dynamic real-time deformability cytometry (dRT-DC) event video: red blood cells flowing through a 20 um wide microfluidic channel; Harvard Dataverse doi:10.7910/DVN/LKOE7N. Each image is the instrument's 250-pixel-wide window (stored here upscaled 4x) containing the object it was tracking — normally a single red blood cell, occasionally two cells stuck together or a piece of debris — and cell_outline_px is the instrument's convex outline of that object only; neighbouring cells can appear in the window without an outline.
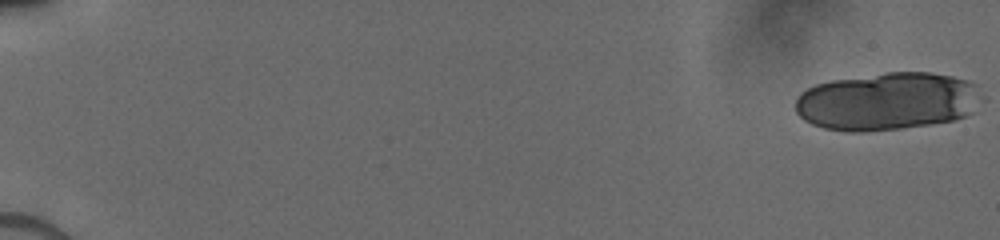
{"species": "human", "species_latin": "Homo sapiens", "temperature_condition": "cold", "stored_images_in_passage": 21, "camera_frame_rate_fps": 3000, "um_per_image_px": 0.085, "donor": {"sex": "male"}, "frame": {"image": 1, "passage_image": 1, "time_ms": 0.0, "image_size_px": [1000, 240], "cell_outline_px": [[976, 88], [972, 112], [964, 116], [952, 120], [928, 124], [900, 128], [860, 132], [848, 132], [824, 128], [812, 124], [804, 120], [796, 112], [796, 100], [808, 88], [816, 84], [832, 80], [888, 72], [932, 72], [952, 76], [968, 80], [976, 84]], "centroid_in_image_um": [75.34, 8.61], "position_along_channel_um": 9.7, "area_um2": 61.9}}